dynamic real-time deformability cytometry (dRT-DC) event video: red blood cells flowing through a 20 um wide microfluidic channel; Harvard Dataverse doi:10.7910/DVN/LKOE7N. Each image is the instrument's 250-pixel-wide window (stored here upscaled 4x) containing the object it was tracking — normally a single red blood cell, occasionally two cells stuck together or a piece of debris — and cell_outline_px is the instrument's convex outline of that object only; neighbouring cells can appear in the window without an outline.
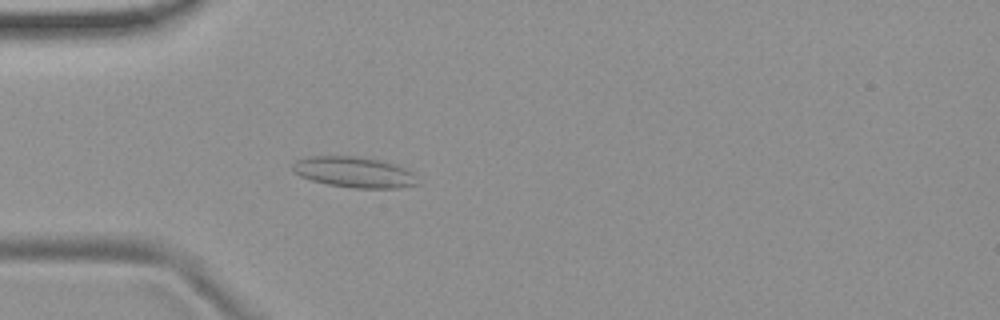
{"species": "common noctule bat (a hibernating species)", "species_latin": "Nyctalus noctula", "temperature_condition": "room temperature", "stored_images_in_passage": 47, "camera_frame_rate_fps": 3000, "um_per_image_px": 0.085, "animal": {"sex": "female", "body_mass_g": 19.9}, "frame": {"image": 1, "passage_image": 9, "time_ms": 2.667, "image_size_px": [1000, 320], "cell_outline_px": [[424, 184], [400, 188], [352, 188], [328, 184], [312, 180], [300, 176], [292, 172], [292, 164], [296, 160], [312, 156], [356, 156], [380, 160], [396, 164], [412, 172]], "centroid_in_image_um": [30.16, 14.64], "position_along_channel_um": 54.8, "area_um2": 22.72}}
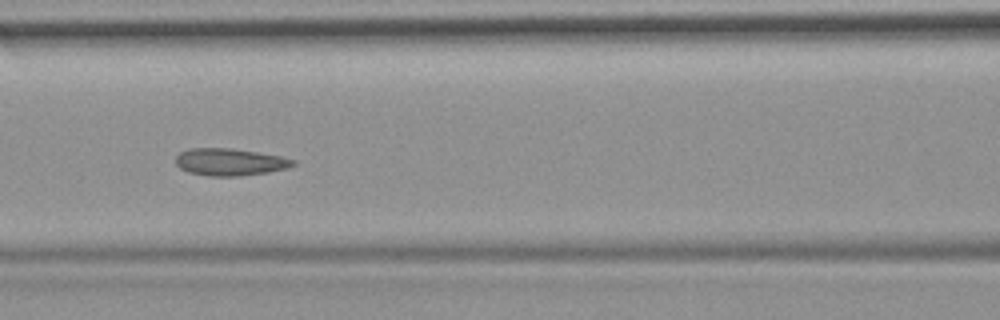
{"frame": {"image": 2, "passage_image": 17, "time_ms": 5.333, "image_size_px": [1000, 320], "cell_outline_px": [[296, 164], [288, 168], [268, 172], [240, 176], [208, 176], [188, 172], [180, 168], [176, 164], [176, 156], [180, 152], [188, 148], [232, 148], [284, 156], [296, 160]], "centroid_in_image_um": [19.57, 13.76], "position_along_channel_um": 147.0, "area_um2": 18.84}}
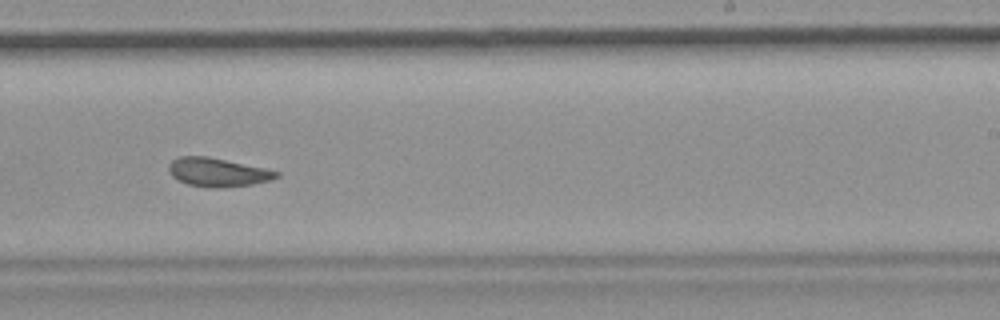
{"frame": {"image": 3, "passage_image": 27, "time_ms": 8.667, "image_size_px": [1000, 320], "cell_outline_px": [[280, 176], [272, 180], [252, 184], [216, 188], [208, 188], [188, 184], [172, 176], [168, 172], [168, 164], [172, 160], [180, 156], [208, 156], [264, 168], [280, 172]], "centroid_in_image_um": [18.5, 14.64], "position_along_channel_um": 270.5, "area_um2": 17.98}, "authors_computed_cell_mechanics": {"area_um2": 18.785, "velocity_mm_per_s": 3.7187, "shape_relaxation_time_tau1_ms": null, "shape_relaxation_time_tau2_ms": 1.9448, "deformation_change_tau1": null, "deformation_change_tau2": 0.0876}}